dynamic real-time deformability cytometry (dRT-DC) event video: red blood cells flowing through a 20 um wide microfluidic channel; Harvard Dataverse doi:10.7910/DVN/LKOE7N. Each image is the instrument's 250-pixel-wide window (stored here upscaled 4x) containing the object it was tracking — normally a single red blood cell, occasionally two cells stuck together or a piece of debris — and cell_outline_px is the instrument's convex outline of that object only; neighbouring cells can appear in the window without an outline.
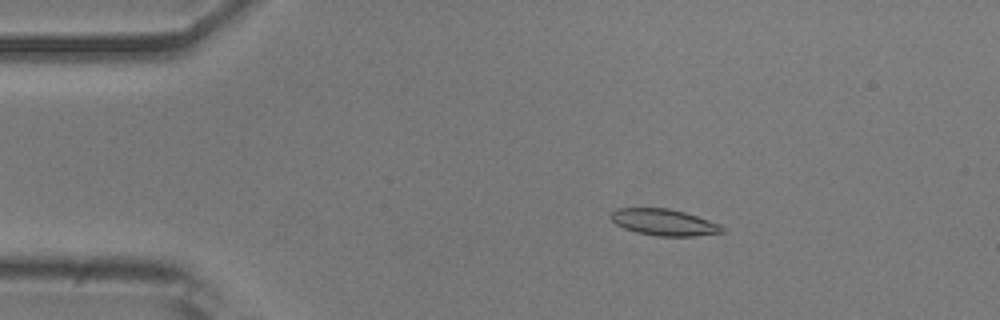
{"species": "common noctule bat (a hibernating species)", "species_latin": "Nyctalus noctula", "temperature_condition": "room temperature", "stored_images_in_passage": 52, "camera_frame_rate_fps": 3000, "um_per_image_px": 0.085, "animal": {"sex": "male", "body_mass_g": 20.5, "forearm_length_mm": 52.5}, "frame": {"image": 1, "passage_image": 9, "time_ms": 2.667, "image_size_px": [1000, 320], "cell_outline_px": [[724, 232], [692, 236], [656, 236], [636, 232], [624, 228], [616, 224], [608, 216], [616, 208], [668, 208], [684, 212], [720, 224], [724, 228]], "centroid_in_image_um": [56.4, 18.89], "position_along_channel_um": 28.6, "area_um2": 17.11}}
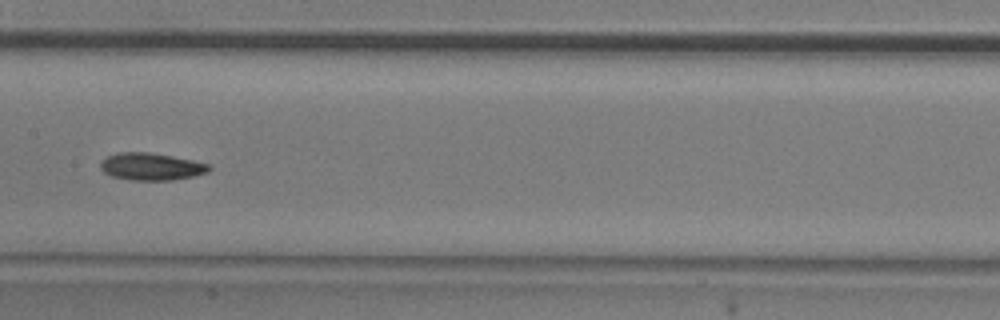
{"frame": {"image": 2, "passage_image": 26, "time_ms": 8.333, "image_size_px": [1000, 320], "cell_outline_px": [[212, 168], [208, 172], [192, 176], [172, 180], [132, 180], [112, 176], [104, 172], [100, 168], [100, 164], [108, 156], [120, 152], [148, 152], [172, 156], [192, 160], [208, 164]], "centroid_in_image_um": [12.86, 14.16], "position_along_channel_um": 194.5, "area_um2": 17.05}}
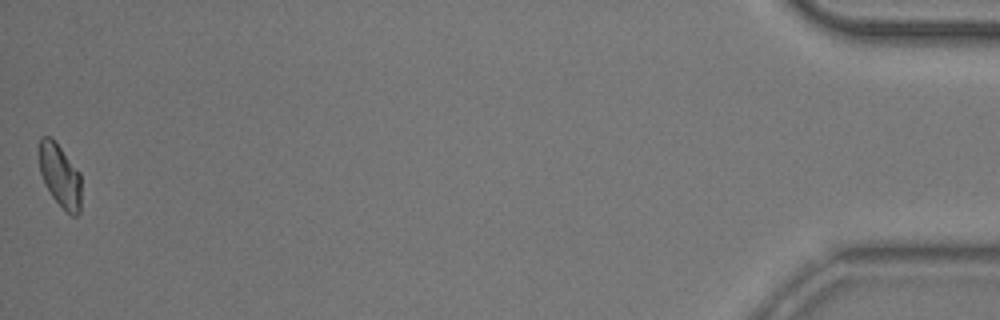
{"frame": {"image": 3, "passage_image": 52, "time_ms": 17.0, "image_size_px": [1000, 320], "cell_outline_px": [[80, 212], [76, 216], [72, 216], [52, 196], [44, 184], [40, 172], [40, 136], [48, 136], [60, 148], [80, 172]], "centroid_in_image_um": [5.1, 14.95], "position_along_channel_um": 430.1, "area_um2": 15.03}, "authors_computed_cell_mechanics": {"area_um2": 16.7909, "velocity_mm_per_s": 3.8429, "shape_relaxation_time_tau1_ms": 3.8511, "shape_relaxation_time_tau2_ms": null, "deformation_change_tau1": 0.1124, "deformation_change_tau2": null}}